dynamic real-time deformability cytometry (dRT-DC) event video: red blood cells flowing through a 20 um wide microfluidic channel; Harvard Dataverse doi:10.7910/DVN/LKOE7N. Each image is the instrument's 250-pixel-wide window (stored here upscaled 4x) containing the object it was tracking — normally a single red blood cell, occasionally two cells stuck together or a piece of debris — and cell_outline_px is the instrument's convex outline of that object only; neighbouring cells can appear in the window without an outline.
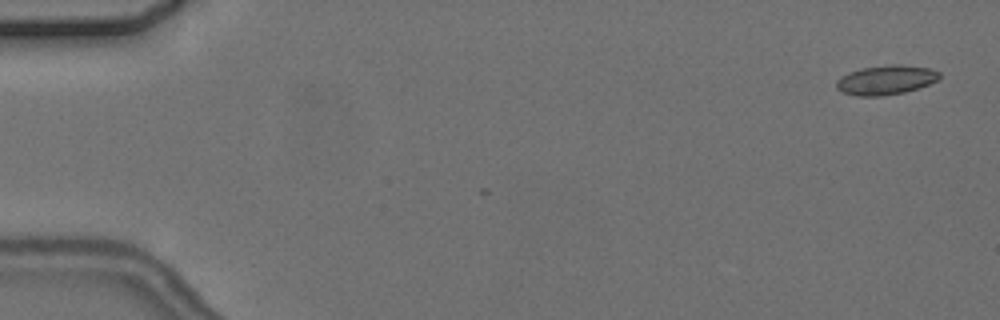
{"species": "common noctule bat (a hibernating species)", "species_latin": "Nyctalus noctula", "temperature_condition": "cold", "stored_images_in_passage": 5, "camera_frame_rate_fps": 3000, "um_per_image_px": 0.085, "animal": {"sex": "female", "body_mass_g": 24.6, "forearm_length_mm": 56.2}, "frame": {"image": 1, "passage_image": 1, "time_ms": 0.0, "image_size_px": [1000, 320], "cell_outline_px": [[940, 80], [920, 88], [904, 92], [880, 96], [856, 96], [844, 92], [836, 88], [836, 80], [840, 76], [864, 68], [900, 64], [928, 68], [940, 72]], "centroid_in_image_um": [75.34, 6.81], "position_along_channel_um": 9.7, "area_um2": 17.51}}